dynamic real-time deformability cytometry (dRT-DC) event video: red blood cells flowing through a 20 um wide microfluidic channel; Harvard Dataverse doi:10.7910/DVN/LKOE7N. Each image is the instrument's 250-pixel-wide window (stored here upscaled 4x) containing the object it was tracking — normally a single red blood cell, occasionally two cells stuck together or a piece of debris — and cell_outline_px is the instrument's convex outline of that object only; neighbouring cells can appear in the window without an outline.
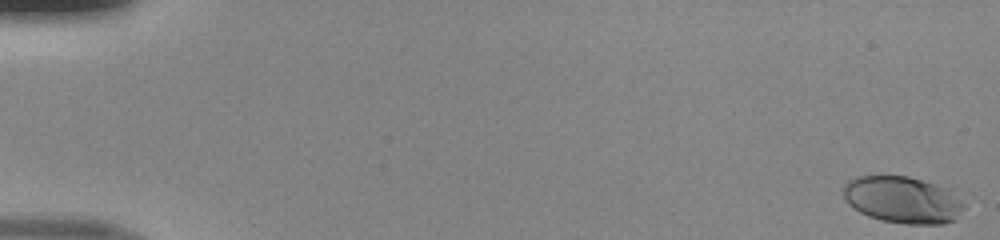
{"species": "human", "species_latin": "Homo sapiens", "temperature_condition": "room temperature", "stored_images_in_passage": 50, "camera_frame_rate_fps": 3000, "um_per_image_px": 0.085, "donor": {"sex": "male"}, "frame": {"image": 1, "passage_image": 1, "time_ms": 0.0, "image_size_px": [1000, 240], "cell_outline_px": [[964, 208], [956, 220], [940, 224], [904, 224], [880, 220], [868, 216], [860, 212], [848, 204], [844, 200], [844, 184], [848, 180], [856, 176], [908, 176], [936, 184], [948, 188], [964, 204]], "centroid_in_image_um": [76.71, 16.99], "position_along_channel_um": 8.3, "area_um2": 33.06}}
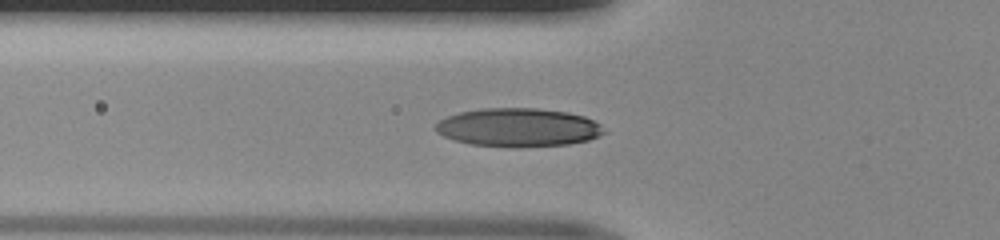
{"frame": {"image": 2, "passage_image": 19, "time_ms": 6.0, "image_size_px": [1000, 240], "cell_outline_px": [[608, 132], [600, 136], [588, 140], [568, 144], [472, 144], [456, 140], [444, 136], [436, 132], [436, 124], [440, 120], [448, 116], [460, 112], [484, 108], [536, 108], [568, 112], [584, 116], [600, 124]], "centroid_in_image_um": [44.1, 10.78], "position_along_channel_um": 81.7, "area_um2": 36.47}}
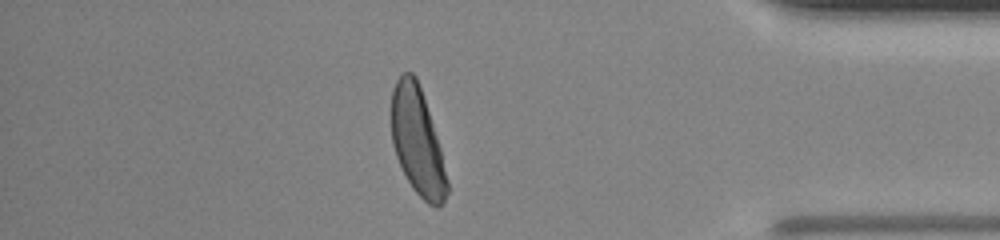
{"frame": {"image": 3, "passage_image": 44, "time_ms": 14.333, "image_size_px": [1000, 240], "cell_outline_px": [[448, 192], [444, 204], [436, 208], [428, 204], [412, 188], [396, 156], [392, 144], [392, 88], [396, 80], [404, 72], [412, 72], [416, 76], [440, 148], [448, 180]], "centroid_in_image_um": [35.48, 12.06], "position_along_channel_um": 399.7, "area_um2": 34.39}}